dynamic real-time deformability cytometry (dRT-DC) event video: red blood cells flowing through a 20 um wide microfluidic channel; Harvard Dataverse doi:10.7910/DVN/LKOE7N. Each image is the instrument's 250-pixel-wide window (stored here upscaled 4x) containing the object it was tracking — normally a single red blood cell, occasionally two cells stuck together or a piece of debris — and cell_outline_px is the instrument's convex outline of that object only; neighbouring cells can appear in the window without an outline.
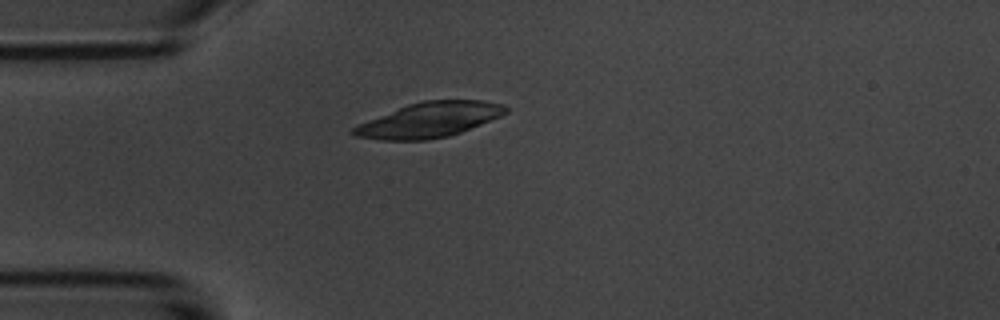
{"species": "common noctule bat (a hibernating species)", "species_latin": "Nyctalus noctula", "temperature_condition": "room temperature", "stored_images_in_passage": 4, "camera_frame_rate_fps": 3000, "um_per_image_px": 0.085, "animal": {"sex": "male", "body_mass_g": 20.1, "forearm_length_mm": 53.5}, "frame": {"image": 1, "passage_image": 4, "time_ms": 3.333, "image_size_px": [1000, 320], "cell_outline_px": [[508, 112], [500, 116], [460, 132], [448, 136], [428, 140], [380, 140], [356, 136], [352, 132], [352, 128], [360, 124], [408, 104], [424, 100], [484, 100], [504, 104], [508, 108]], "centroid_in_image_um": [36.54, 10.18], "position_along_channel_um": 48.5, "area_um2": 30.58}}